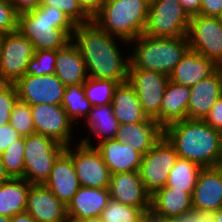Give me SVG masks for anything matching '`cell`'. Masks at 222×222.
<instances>
[{"mask_svg":"<svg viewBox=\"0 0 222 222\" xmlns=\"http://www.w3.org/2000/svg\"><path fill=\"white\" fill-rule=\"evenodd\" d=\"M114 37L129 43L108 34L93 21L75 26L72 42L83 57L88 77L113 80L119 84L128 81L130 55L123 57Z\"/></svg>","mask_w":222,"mask_h":222,"instance_id":"obj_1","label":"cell"},{"mask_svg":"<svg viewBox=\"0 0 222 222\" xmlns=\"http://www.w3.org/2000/svg\"><path fill=\"white\" fill-rule=\"evenodd\" d=\"M164 136L178 157L203 168L222 165V133L203 120L187 118L170 124L164 129Z\"/></svg>","mask_w":222,"mask_h":222,"instance_id":"obj_2","label":"cell"},{"mask_svg":"<svg viewBox=\"0 0 222 222\" xmlns=\"http://www.w3.org/2000/svg\"><path fill=\"white\" fill-rule=\"evenodd\" d=\"M75 24L52 6L18 13L17 30L33 44L34 50H58L72 41Z\"/></svg>","mask_w":222,"mask_h":222,"instance_id":"obj_3","label":"cell"},{"mask_svg":"<svg viewBox=\"0 0 222 222\" xmlns=\"http://www.w3.org/2000/svg\"><path fill=\"white\" fill-rule=\"evenodd\" d=\"M150 0H105L92 16L102 30L130 43L144 33Z\"/></svg>","mask_w":222,"mask_h":222,"instance_id":"obj_4","label":"cell"},{"mask_svg":"<svg viewBox=\"0 0 222 222\" xmlns=\"http://www.w3.org/2000/svg\"><path fill=\"white\" fill-rule=\"evenodd\" d=\"M130 56L129 69H145L170 75L190 49L187 36L175 38L140 35Z\"/></svg>","mask_w":222,"mask_h":222,"instance_id":"obj_5","label":"cell"},{"mask_svg":"<svg viewBox=\"0 0 222 222\" xmlns=\"http://www.w3.org/2000/svg\"><path fill=\"white\" fill-rule=\"evenodd\" d=\"M66 147L53 139L41 134H31L25 137L24 175L23 179L31 184H43L53 168L57 158Z\"/></svg>","mask_w":222,"mask_h":222,"instance_id":"obj_6","label":"cell"},{"mask_svg":"<svg viewBox=\"0 0 222 222\" xmlns=\"http://www.w3.org/2000/svg\"><path fill=\"white\" fill-rule=\"evenodd\" d=\"M189 15L178 0H150L144 35L175 38L187 36Z\"/></svg>","mask_w":222,"mask_h":222,"instance_id":"obj_7","label":"cell"},{"mask_svg":"<svg viewBox=\"0 0 222 222\" xmlns=\"http://www.w3.org/2000/svg\"><path fill=\"white\" fill-rule=\"evenodd\" d=\"M89 139L83 137L77 146L69 145L65 151L72 157L80 187L109 188V168Z\"/></svg>","mask_w":222,"mask_h":222,"instance_id":"obj_8","label":"cell"},{"mask_svg":"<svg viewBox=\"0 0 222 222\" xmlns=\"http://www.w3.org/2000/svg\"><path fill=\"white\" fill-rule=\"evenodd\" d=\"M33 44L18 30L0 36V82L15 83L23 77L34 56Z\"/></svg>","mask_w":222,"mask_h":222,"instance_id":"obj_9","label":"cell"},{"mask_svg":"<svg viewBox=\"0 0 222 222\" xmlns=\"http://www.w3.org/2000/svg\"><path fill=\"white\" fill-rule=\"evenodd\" d=\"M177 158L174 146L164 135L142 156L139 173L144 188L150 195L167 185L169 171Z\"/></svg>","mask_w":222,"mask_h":222,"instance_id":"obj_10","label":"cell"},{"mask_svg":"<svg viewBox=\"0 0 222 222\" xmlns=\"http://www.w3.org/2000/svg\"><path fill=\"white\" fill-rule=\"evenodd\" d=\"M190 50L222 64V20L219 17L196 15L190 17L187 32Z\"/></svg>","mask_w":222,"mask_h":222,"instance_id":"obj_11","label":"cell"},{"mask_svg":"<svg viewBox=\"0 0 222 222\" xmlns=\"http://www.w3.org/2000/svg\"><path fill=\"white\" fill-rule=\"evenodd\" d=\"M128 82L134 87L143 113L160 125V107L169 76L157 71L129 69Z\"/></svg>","mask_w":222,"mask_h":222,"instance_id":"obj_12","label":"cell"},{"mask_svg":"<svg viewBox=\"0 0 222 222\" xmlns=\"http://www.w3.org/2000/svg\"><path fill=\"white\" fill-rule=\"evenodd\" d=\"M30 108L37 134L51 138L64 147L71 146V130L75 124L61 105L43 103L30 105Z\"/></svg>","mask_w":222,"mask_h":222,"instance_id":"obj_13","label":"cell"},{"mask_svg":"<svg viewBox=\"0 0 222 222\" xmlns=\"http://www.w3.org/2000/svg\"><path fill=\"white\" fill-rule=\"evenodd\" d=\"M14 84L18 98L29 105H61L66 88L55 73L43 76L25 74Z\"/></svg>","mask_w":222,"mask_h":222,"instance_id":"obj_14","label":"cell"},{"mask_svg":"<svg viewBox=\"0 0 222 222\" xmlns=\"http://www.w3.org/2000/svg\"><path fill=\"white\" fill-rule=\"evenodd\" d=\"M108 189L111 199L149 214L151 195L145 190L139 171L111 175Z\"/></svg>","mask_w":222,"mask_h":222,"instance_id":"obj_15","label":"cell"},{"mask_svg":"<svg viewBox=\"0 0 222 222\" xmlns=\"http://www.w3.org/2000/svg\"><path fill=\"white\" fill-rule=\"evenodd\" d=\"M26 212L36 222H69L67 206L43 184L30 186Z\"/></svg>","mask_w":222,"mask_h":222,"instance_id":"obj_16","label":"cell"},{"mask_svg":"<svg viewBox=\"0 0 222 222\" xmlns=\"http://www.w3.org/2000/svg\"><path fill=\"white\" fill-rule=\"evenodd\" d=\"M193 210L215 212L222 206V165L203 168L192 193Z\"/></svg>","mask_w":222,"mask_h":222,"instance_id":"obj_17","label":"cell"},{"mask_svg":"<svg viewBox=\"0 0 222 222\" xmlns=\"http://www.w3.org/2000/svg\"><path fill=\"white\" fill-rule=\"evenodd\" d=\"M43 185L66 206L79 190L80 184L75 166L72 157L66 151L57 158Z\"/></svg>","mask_w":222,"mask_h":222,"instance_id":"obj_18","label":"cell"},{"mask_svg":"<svg viewBox=\"0 0 222 222\" xmlns=\"http://www.w3.org/2000/svg\"><path fill=\"white\" fill-rule=\"evenodd\" d=\"M193 210L192 194L165 186L150 197L149 215L154 218L184 217Z\"/></svg>","mask_w":222,"mask_h":222,"instance_id":"obj_19","label":"cell"},{"mask_svg":"<svg viewBox=\"0 0 222 222\" xmlns=\"http://www.w3.org/2000/svg\"><path fill=\"white\" fill-rule=\"evenodd\" d=\"M110 199L108 188L80 187L67 205L69 222L101 217Z\"/></svg>","mask_w":222,"mask_h":222,"instance_id":"obj_20","label":"cell"},{"mask_svg":"<svg viewBox=\"0 0 222 222\" xmlns=\"http://www.w3.org/2000/svg\"><path fill=\"white\" fill-rule=\"evenodd\" d=\"M95 148L101 153L111 175L140 169L142 155L128 143L113 138L101 141Z\"/></svg>","mask_w":222,"mask_h":222,"instance_id":"obj_21","label":"cell"},{"mask_svg":"<svg viewBox=\"0 0 222 222\" xmlns=\"http://www.w3.org/2000/svg\"><path fill=\"white\" fill-rule=\"evenodd\" d=\"M190 88L187 118L203 120L222 95V77L218 69Z\"/></svg>","mask_w":222,"mask_h":222,"instance_id":"obj_22","label":"cell"},{"mask_svg":"<svg viewBox=\"0 0 222 222\" xmlns=\"http://www.w3.org/2000/svg\"><path fill=\"white\" fill-rule=\"evenodd\" d=\"M164 135V129L154 119L145 122L119 124L115 139L133 146L145 155Z\"/></svg>","mask_w":222,"mask_h":222,"instance_id":"obj_23","label":"cell"},{"mask_svg":"<svg viewBox=\"0 0 222 222\" xmlns=\"http://www.w3.org/2000/svg\"><path fill=\"white\" fill-rule=\"evenodd\" d=\"M216 70L217 65L211 59L189 49L169 75V81L192 87Z\"/></svg>","mask_w":222,"mask_h":222,"instance_id":"obj_24","label":"cell"},{"mask_svg":"<svg viewBox=\"0 0 222 222\" xmlns=\"http://www.w3.org/2000/svg\"><path fill=\"white\" fill-rule=\"evenodd\" d=\"M55 75L65 87L83 84L87 80L85 62L72 41L56 50Z\"/></svg>","mask_w":222,"mask_h":222,"instance_id":"obj_25","label":"cell"},{"mask_svg":"<svg viewBox=\"0 0 222 222\" xmlns=\"http://www.w3.org/2000/svg\"><path fill=\"white\" fill-rule=\"evenodd\" d=\"M191 88L169 81L160 107V126L165 129L168 125L187 119V108Z\"/></svg>","mask_w":222,"mask_h":222,"instance_id":"obj_26","label":"cell"},{"mask_svg":"<svg viewBox=\"0 0 222 222\" xmlns=\"http://www.w3.org/2000/svg\"><path fill=\"white\" fill-rule=\"evenodd\" d=\"M111 104L119 124L145 122L149 119L143 113L137 93L128 81L117 85Z\"/></svg>","mask_w":222,"mask_h":222,"instance_id":"obj_27","label":"cell"},{"mask_svg":"<svg viewBox=\"0 0 222 222\" xmlns=\"http://www.w3.org/2000/svg\"><path fill=\"white\" fill-rule=\"evenodd\" d=\"M32 184L23 178H13L0 185V215L13 217L26 211L27 195Z\"/></svg>","mask_w":222,"mask_h":222,"instance_id":"obj_28","label":"cell"},{"mask_svg":"<svg viewBox=\"0 0 222 222\" xmlns=\"http://www.w3.org/2000/svg\"><path fill=\"white\" fill-rule=\"evenodd\" d=\"M86 119L89 133L95 134V137L99 138V143L115 138L119 122L114 116L112 104L92 106Z\"/></svg>","mask_w":222,"mask_h":222,"instance_id":"obj_29","label":"cell"},{"mask_svg":"<svg viewBox=\"0 0 222 222\" xmlns=\"http://www.w3.org/2000/svg\"><path fill=\"white\" fill-rule=\"evenodd\" d=\"M202 169L203 167L197 163L178 157L175 165L169 171L166 186L192 194Z\"/></svg>","mask_w":222,"mask_h":222,"instance_id":"obj_30","label":"cell"},{"mask_svg":"<svg viewBox=\"0 0 222 222\" xmlns=\"http://www.w3.org/2000/svg\"><path fill=\"white\" fill-rule=\"evenodd\" d=\"M61 106L73 122H75V120L78 121L82 116H85L84 119H86L90 113L92 105L85 97L83 84L66 87Z\"/></svg>","mask_w":222,"mask_h":222,"instance_id":"obj_31","label":"cell"},{"mask_svg":"<svg viewBox=\"0 0 222 222\" xmlns=\"http://www.w3.org/2000/svg\"><path fill=\"white\" fill-rule=\"evenodd\" d=\"M118 84L119 83L113 80L88 77L83 83L85 97L90 101L92 106L111 104Z\"/></svg>","mask_w":222,"mask_h":222,"instance_id":"obj_32","label":"cell"},{"mask_svg":"<svg viewBox=\"0 0 222 222\" xmlns=\"http://www.w3.org/2000/svg\"><path fill=\"white\" fill-rule=\"evenodd\" d=\"M24 148L25 137L21 136L0 154L4 168L10 177L22 178L24 175Z\"/></svg>","mask_w":222,"mask_h":222,"instance_id":"obj_33","label":"cell"},{"mask_svg":"<svg viewBox=\"0 0 222 222\" xmlns=\"http://www.w3.org/2000/svg\"><path fill=\"white\" fill-rule=\"evenodd\" d=\"M146 215L137 207L110 199L101 214L103 222H143Z\"/></svg>","mask_w":222,"mask_h":222,"instance_id":"obj_34","label":"cell"},{"mask_svg":"<svg viewBox=\"0 0 222 222\" xmlns=\"http://www.w3.org/2000/svg\"><path fill=\"white\" fill-rule=\"evenodd\" d=\"M9 123L22 137L36 133L30 105L19 98L15 102Z\"/></svg>","mask_w":222,"mask_h":222,"instance_id":"obj_35","label":"cell"},{"mask_svg":"<svg viewBox=\"0 0 222 222\" xmlns=\"http://www.w3.org/2000/svg\"><path fill=\"white\" fill-rule=\"evenodd\" d=\"M56 50H35L26 68V75L43 76L55 73Z\"/></svg>","mask_w":222,"mask_h":222,"instance_id":"obj_36","label":"cell"},{"mask_svg":"<svg viewBox=\"0 0 222 222\" xmlns=\"http://www.w3.org/2000/svg\"><path fill=\"white\" fill-rule=\"evenodd\" d=\"M38 6H52L61 10L75 25L92 21V17L82 8L78 0H39Z\"/></svg>","mask_w":222,"mask_h":222,"instance_id":"obj_37","label":"cell"},{"mask_svg":"<svg viewBox=\"0 0 222 222\" xmlns=\"http://www.w3.org/2000/svg\"><path fill=\"white\" fill-rule=\"evenodd\" d=\"M17 100L15 84L0 82V126L9 124L10 115Z\"/></svg>","mask_w":222,"mask_h":222,"instance_id":"obj_38","label":"cell"},{"mask_svg":"<svg viewBox=\"0 0 222 222\" xmlns=\"http://www.w3.org/2000/svg\"><path fill=\"white\" fill-rule=\"evenodd\" d=\"M18 13L10 0H0V35L17 30Z\"/></svg>","mask_w":222,"mask_h":222,"instance_id":"obj_39","label":"cell"},{"mask_svg":"<svg viewBox=\"0 0 222 222\" xmlns=\"http://www.w3.org/2000/svg\"><path fill=\"white\" fill-rule=\"evenodd\" d=\"M209 126L222 133V95L203 119Z\"/></svg>","mask_w":222,"mask_h":222,"instance_id":"obj_40","label":"cell"},{"mask_svg":"<svg viewBox=\"0 0 222 222\" xmlns=\"http://www.w3.org/2000/svg\"><path fill=\"white\" fill-rule=\"evenodd\" d=\"M21 135L11 126V124L0 126V154L5 151Z\"/></svg>","mask_w":222,"mask_h":222,"instance_id":"obj_41","label":"cell"},{"mask_svg":"<svg viewBox=\"0 0 222 222\" xmlns=\"http://www.w3.org/2000/svg\"><path fill=\"white\" fill-rule=\"evenodd\" d=\"M222 11V0H201L199 15L218 17Z\"/></svg>","mask_w":222,"mask_h":222,"instance_id":"obj_42","label":"cell"},{"mask_svg":"<svg viewBox=\"0 0 222 222\" xmlns=\"http://www.w3.org/2000/svg\"><path fill=\"white\" fill-rule=\"evenodd\" d=\"M191 222H214L213 212L192 210L186 214Z\"/></svg>","mask_w":222,"mask_h":222,"instance_id":"obj_43","label":"cell"},{"mask_svg":"<svg viewBox=\"0 0 222 222\" xmlns=\"http://www.w3.org/2000/svg\"><path fill=\"white\" fill-rule=\"evenodd\" d=\"M183 7L184 11L189 15V17H193L199 15L201 0H178Z\"/></svg>","mask_w":222,"mask_h":222,"instance_id":"obj_44","label":"cell"},{"mask_svg":"<svg viewBox=\"0 0 222 222\" xmlns=\"http://www.w3.org/2000/svg\"><path fill=\"white\" fill-rule=\"evenodd\" d=\"M105 0H78L82 8L92 17L102 6Z\"/></svg>","mask_w":222,"mask_h":222,"instance_id":"obj_45","label":"cell"},{"mask_svg":"<svg viewBox=\"0 0 222 222\" xmlns=\"http://www.w3.org/2000/svg\"><path fill=\"white\" fill-rule=\"evenodd\" d=\"M18 12L30 10L38 6L39 0H10Z\"/></svg>","mask_w":222,"mask_h":222,"instance_id":"obj_46","label":"cell"},{"mask_svg":"<svg viewBox=\"0 0 222 222\" xmlns=\"http://www.w3.org/2000/svg\"><path fill=\"white\" fill-rule=\"evenodd\" d=\"M10 222H36L28 212H21L10 217Z\"/></svg>","mask_w":222,"mask_h":222,"instance_id":"obj_47","label":"cell"},{"mask_svg":"<svg viewBox=\"0 0 222 222\" xmlns=\"http://www.w3.org/2000/svg\"><path fill=\"white\" fill-rule=\"evenodd\" d=\"M158 222H191V220L185 215L184 217H167V218H155Z\"/></svg>","mask_w":222,"mask_h":222,"instance_id":"obj_48","label":"cell"},{"mask_svg":"<svg viewBox=\"0 0 222 222\" xmlns=\"http://www.w3.org/2000/svg\"><path fill=\"white\" fill-rule=\"evenodd\" d=\"M11 177L8 175V173L6 172L4 165L2 163V159H1V155H0V185L9 180Z\"/></svg>","mask_w":222,"mask_h":222,"instance_id":"obj_49","label":"cell"},{"mask_svg":"<svg viewBox=\"0 0 222 222\" xmlns=\"http://www.w3.org/2000/svg\"><path fill=\"white\" fill-rule=\"evenodd\" d=\"M214 222H222V206L213 212Z\"/></svg>","mask_w":222,"mask_h":222,"instance_id":"obj_50","label":"cell"},{"mask_svg":"<svg viewBox=\"0 0 222 222\" xmlns=\"http://www.w3.org/2000/svg\"><path fill=\"white\" fill-rule=\"evenodd\" d=\"M75 222H103L101 217L85 218L82 220H76Z\"/></svg>","mask_w":222,"mask_h":222,"instance_id":"obj_51","label":"cell"},{"mask_svg":"<svg viewBox=\"0 0 222 222\" xmlns=\"http://www.w3.org/2000/svg\"><path fill=\"white\" fill-rule=\"evenodd\" d=\"M143 222H158V221L154 217L148 214L144 217Z\"/></svg>","mask_w":222,"mask_h":222,"instance_id":"obj_52","label":"cell"},{"mask_svg":"<svg viewBox=\"0 0 222 222\" xmlns=\"http://www.w3.org/2000/svg\"><path fill=\"white\" fill-rule=\"evenodd\" d=\"M0 222H10V217L0 215Z\"/></svg>","mask_w":222,"mask_h":222,"instance_id":"obj_53","label":"cell"},{"mask_svg":"<svg viewBox=\"0 0 222 222\" xmlns=\"http://www.w3.org/2000/svg\"><path fill=\"white\" fill-rule=\"evenodd\" d=\"M217 69L222 77V64L217 65Z\"/></svg>","mask_w":222,"mask_h":222,"instance_id":"obj_54","label":"cell"},{"mask_svg":"<svg viewBox=\"0 0 222 222\" xmlns=\"http://www.w3.org/2000/svg\"><path fill=\"white\" fill-rule=\"evenodd\" d=\"M218 17L222 20V11H221V13H220V15Z\"/></svg>","mask_w":222,"mask_h":222,"instance_id":"obj_55","label":"cell"}]
</instances>
